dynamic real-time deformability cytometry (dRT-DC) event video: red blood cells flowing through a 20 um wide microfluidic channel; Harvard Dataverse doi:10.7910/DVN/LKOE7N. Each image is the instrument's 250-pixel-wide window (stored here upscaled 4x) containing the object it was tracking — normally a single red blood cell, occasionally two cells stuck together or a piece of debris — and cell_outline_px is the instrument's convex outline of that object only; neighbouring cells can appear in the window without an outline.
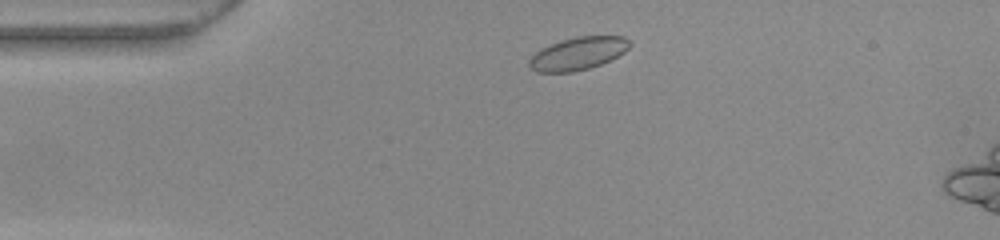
{"species": "common noctule bat (a hibernating species)", "species_latin": "Nyctalus noctula", "temperature_condition": "warm", "stored_images_in_passage": 45, "camera_frame_rate_fps": 3000, "um_per_image_px": 0.085, "animal": {"sex": "female", "body_mass_g": 22.0, "forearm_length_mm": 56.7}, "frame": {"image": 1, "passage_image": 3, "time_ms": 0.667, "image_size_px": [1000, 240], "cell_outline_px": [[632, 44], [624, 52], [600, 64], [588, 68], [572, 72], [536, 72], [528, 64], [528, 60], [540, 48], [560, 40], [576, 36], [624, 36]], "centroid_in_image_um": [49.1, 4.54], "position_along_channel_um": 35.9, "area_um2": 19.07}}
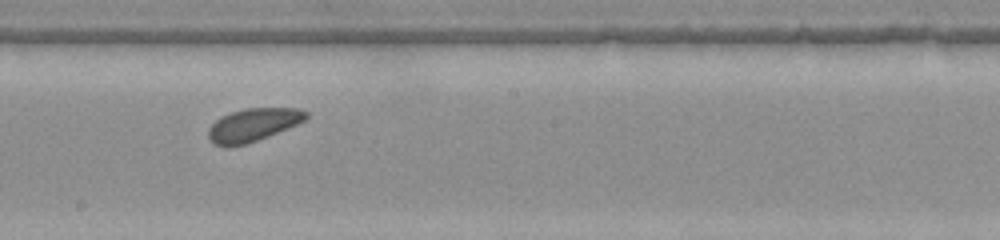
{"frame": {"image": 2, "passage_image": 21, "time_ms": 6.667, "image_size_px": [1000, 240], "cell_outline_px": [[308, 116], [304, 120], [296, 124], [256, 140], [244, 144], [216, 144], [208, 140], [208, 128], [220, 116], [244, 108], [300, 108], [308, 112]], "centroid_in_image_um": [21.5, 10.57], "position_along_channel_um": 226.7, "area_um2": 18.21}}
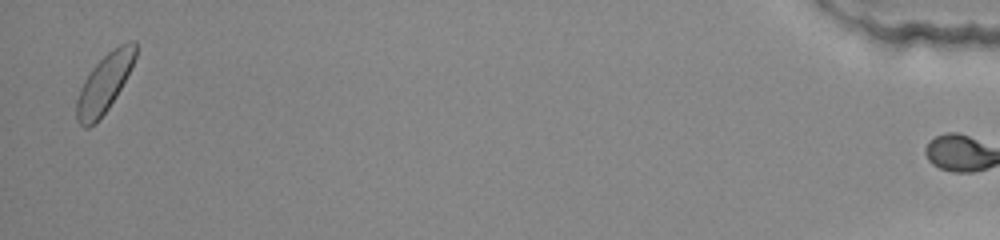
{"frame": {"image": 3, "passage_image": 44, "time_ms": 14.333, "image_size_px": [1000, 240], "cell_outline_px": [[136, 56], [116, 96], [108, 108], [88, 128], [84, 128], [76, 120], [76, 100], [80, 88], [84, 80], [92, 68], [112, 48], [128, 40], [136, 40]], "centroid_in_image_um": [8.85, 7.05], "position_along_channel_um": 426.3, "area_um2": 19.59}, "authors_computed_cell_mechanics": {"area_um2": 19.074, "velocity_mm_per_s": 3.8052, "shape_relaxation_time_tau1_ms": null, "shape_relaxation_time_tau2_ms": 3.2803, "deformation_change_tau1": null, "deformation_change_tau2": 0.0919}}